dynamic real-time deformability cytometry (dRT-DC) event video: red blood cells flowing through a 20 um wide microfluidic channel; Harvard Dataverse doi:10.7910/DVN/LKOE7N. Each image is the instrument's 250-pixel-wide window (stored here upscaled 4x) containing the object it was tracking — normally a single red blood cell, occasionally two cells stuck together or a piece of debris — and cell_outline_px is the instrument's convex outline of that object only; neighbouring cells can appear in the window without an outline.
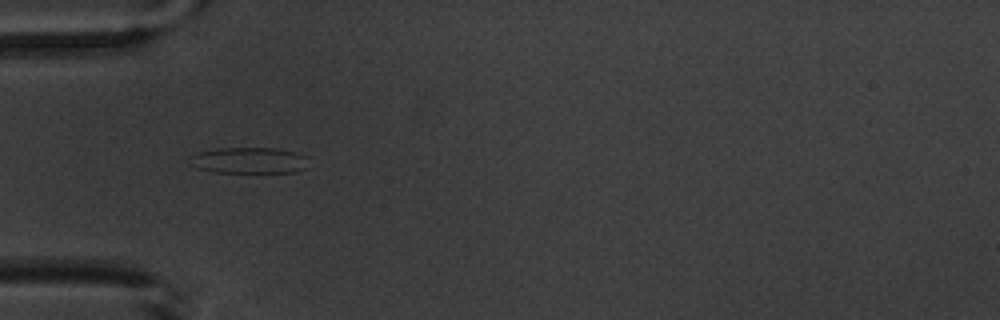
{"species": "common noctule bat (a hibernating species)", "species_latin": "Nyctalus noctula", "temperature_condition": "warm", "stored_images_in_passage": 6, "camera_frame_rate_fps": 3000, "um_per_image_px": 0.085, "animal": {"sex": "male", "body_mass_g": 20.1, "forearm_length_mm": 53.5}, "frame": {"image": 1, "passage_image": 4, "time_ms": 4.333, "image_size_px": [1000, 320], "cell_outline_px": [[308, 168], [296, 172], [212, 172], [196, 168], [188, 164], [188, 156], [196, 152], [216, 148], [276, 148], [296, 152], [308, 156]], "centroid_in_image_um": [21.14, 13.63], "position_along_channel_um": 63.9, "area_um2": 18.61}}
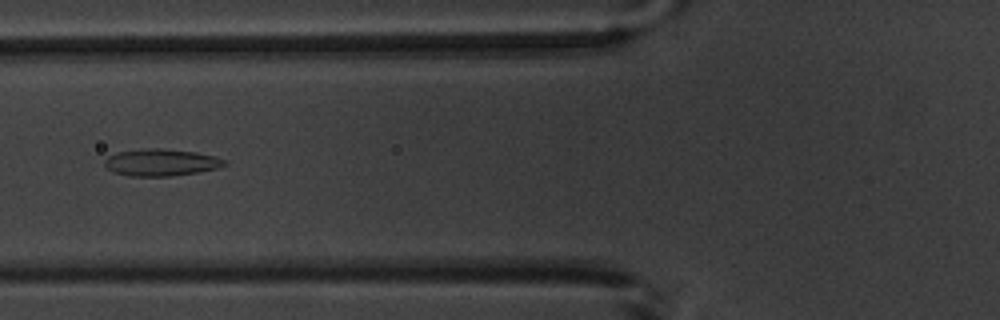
{"frame": {"image": 2, "passage_image": 5, "time_ms": 5.667, "image_size_px": [1000, 320], "cell_outline_px": [[228, 164], [216, 168], [196, 172], [172, 176], [128, 176], [112, 172], [104, 164], [104, 160], [108, 156], [116, 152], [144, 148], [160, 148], [196, 152], [216, 156], [228, 160]], "centroid_in_image_um": [13.69, 13.8], "position_along_channel_um": 112.1, "area_um2": 19.02}}
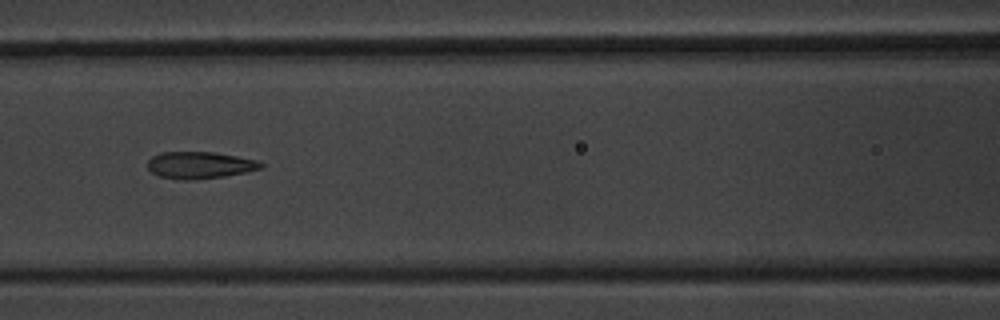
{"frame": {"image": 3, "passage_image": 6, "time_ms": 6.667, "image_size_px": [1000, 320], "cell_outline_px": [[264, 164], [260, 168], [244, 172], [224, 176], [188, 180], [180, 180], [160, 176], [152, 172], [148, 168], [148, 160], [152, 156], [160, 152], [216, 152], [256, 160]], "centroid_in_image_um": [16.94, 14.03], "position_along_channel_um": 149.7, "area_um2": 17.57}}